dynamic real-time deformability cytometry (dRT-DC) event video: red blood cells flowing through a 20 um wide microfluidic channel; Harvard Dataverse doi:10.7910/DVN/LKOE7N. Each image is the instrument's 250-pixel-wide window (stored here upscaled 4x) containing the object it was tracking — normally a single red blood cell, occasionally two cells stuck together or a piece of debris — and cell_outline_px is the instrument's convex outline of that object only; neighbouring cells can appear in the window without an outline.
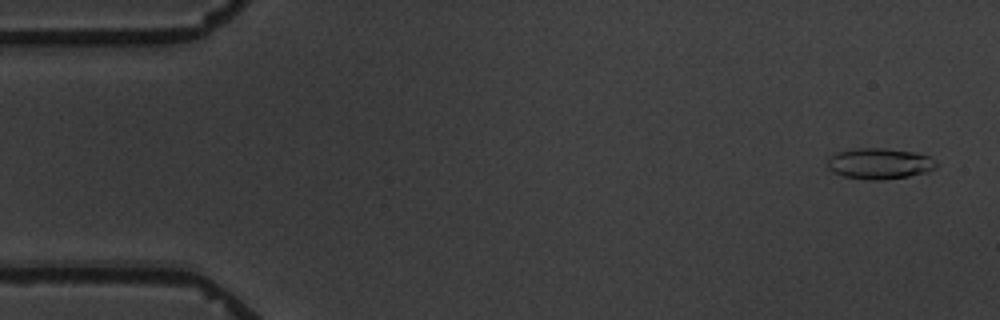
{"species": "common noctule bat (a hibernating species)", "species_latin": "Nyctalus noctula", "temperature_condition": "warm", "stored_images_in_passage": 5, "camera_frame_rate_fps": 3000, "um_per_image_px": 0.085, "animal": {"sex": "male", "body_mass_g": 19.5, "forearm_length_mm": 54.6}, "frame": {"image": 1, "passage_image": 1, "time_ms": 0.0, "image_size_px": [1000, 320], "cell_outline_px": [[936, 168], [928, 172], [908, 176], [884, 180], [868, 180], [844, 176], [832, 172], [828, 168], [828, 156], [836, 152], [856, 148], [884, 148], [912, 152], [928, 156], [936, 164]], "centroid_in_image_um": [74.71, 13.91], "position_along_channel_um": 10.3, "area_um2": 19.59}}